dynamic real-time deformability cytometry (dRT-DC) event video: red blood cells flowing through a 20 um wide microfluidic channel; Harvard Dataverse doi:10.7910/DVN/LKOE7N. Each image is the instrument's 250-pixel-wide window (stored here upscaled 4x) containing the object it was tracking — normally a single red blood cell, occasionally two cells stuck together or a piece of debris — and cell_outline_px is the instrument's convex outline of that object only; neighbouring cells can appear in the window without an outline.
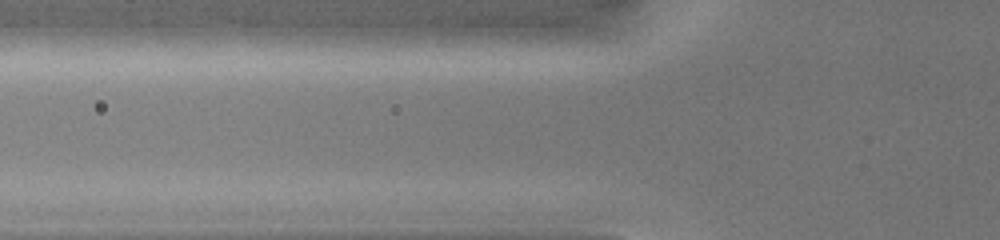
{"species": "common noctule bat (a hibernating species)", "species_latin": "Nyctalus noctula", "temperature_condition": "warm", "stored_images_in_passage": 3, "camera_frame_rate_fps": 3000, "um_per_image_px": 0.085, "animal": {"sex": "female", "body_mass_g": 19.0, "forearm_length_mm": 51.5}, "frame": {"image": 1, "passage_image": 2, "time_ms": 0.333, "image_size_px": [1000, 240], "cell_outline_px": [[604, 40], [592, 44], [560, 48], [416, 52], [392, 48], [408, 32], [420, 24], [576, 24]], "centroid_in_image_um": [41.99, 3.17], "position_along_channel_um": 83.8, "area_um2": 34.39}}